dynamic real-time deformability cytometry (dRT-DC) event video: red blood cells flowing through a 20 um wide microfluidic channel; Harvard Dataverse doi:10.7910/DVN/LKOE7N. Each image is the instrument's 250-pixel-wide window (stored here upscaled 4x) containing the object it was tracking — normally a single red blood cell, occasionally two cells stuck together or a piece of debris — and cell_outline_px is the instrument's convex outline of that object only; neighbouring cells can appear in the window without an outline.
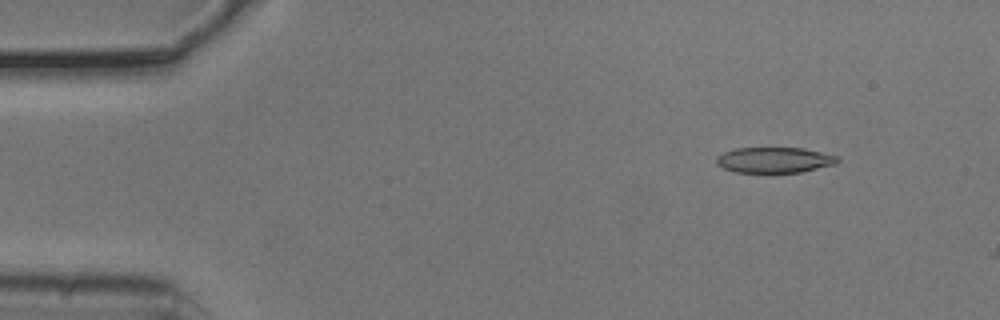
{"species": "common noctule bat (a hibernating species)", "species_latin": "Nyctalus noctula", "temperature_condition": "cold", "stored_images_in_passage": 3, "camera_frame_rate_fps": 3000, "um_per_image_px": 0.085, "animal": {"sex": "male", "body_mass_g": 20.5, "forearm_length_mm": 52.5}, "frame": {"image": 1, "passage_image": 1, "time_ms": 0.0, "image_size_px": [1000, 320], "cell_outline_px": [[840, 160], [836, 164], [800, 172], [736, 172], [724, 168], [716, 164], [716, 156], [724, 152], [736, 148], [804, 148], [836, 156]], "centroid_in_image_um": [65.8, 13.59], "position_along_channel_um": 19.2, "area_um2": 17.92}}